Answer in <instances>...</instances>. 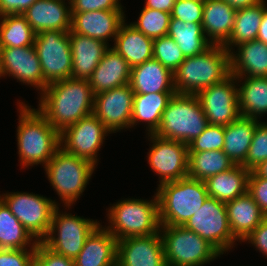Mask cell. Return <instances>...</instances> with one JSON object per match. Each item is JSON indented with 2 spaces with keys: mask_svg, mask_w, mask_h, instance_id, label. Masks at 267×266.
Instances as JSON below:
<instances>
[{
  "mask_svg": "<svg viewBox=\"0 0 267 266\" xmlns=\"http://www.w3.org/2000/svg\"><path fill=\"white\" fill-rule=\"evenodd\" d=\"M38 111L59 132L93 113L95 95L89 80L67 78L41 92Z\"/></svg>",
  "mask_w": 267,
  "mask_h": 266,
  "instance_id": "cell-1",
  "label": "cell"
},
{
  "mask_svg": "<svg viewBox=\"0 0 267 266\" xmlns=\"http://www.w3.org/2000/svg\"><path fill=\"white\" fill-rule=\"evenodd\" d=\"M17 146L24 167L45 166L60 149V132L35 108L19 102Z\"/></svg>",
  "mask_w": 267,
  "mask_h": 266,
  "instance_id": "cell-2",
  "label": "cell"
},
{
  "mask_svg": "<svg viewBox=\"0 0 267 266\" xmlns=\"http://www.w3.org/2000/svg\"><path fill=\"white\" fill-rule=\"evenodd\" d=\"M230 74V52L223 45H212L205 52L186 57L173 72L176 94L196 95Z\"/></svg>",
  "mask_w": 267,
  "mask_h": 266,
  "instance_id": "cell-3",
  "label": "cell"
},
{
  "mask_svg": "<svg viewBox=\"0 0 267 266\" xmlns=\"http://www.w3.org/2000/svg\"><path fill=\"white\" fill-rule=\"evenodd\" d=\"M156 194L160 226H184L209 197L204 181L188 176L158 185Z\"/></svg>",
  "mask_w": 267,
  "mask_h": 266,
  "instance_id": "cell-4",
  "label": "cell"
},
{
  "mask_svg": "<svg viewBox=\"0 0 267 266\" xmlns=\"http://www.w3.org/2000/svg\"><path fill=\"white\" fill-rule=\"evenodd\" d=\"M208 125L196 95L174 94L162 113L158 129L153 134L188 145Z\"/></svg>",
  "mask_w": 267,
  "mask_h": 266,
  "instance_id": "cell-5",
  "label": "cell"
},
{
  "mask_svg": "<svg viewBox=\"0 0 267 266\" xmlns=\"http://www.w3.org/2000/svg\"><path fill=\"white\" fill-rule=\"evenodd\" d=\"M153 200L125 199L108 209L106 229L118 240L132 236H147L159 232L157 194Z\"/></svg>",
  "mask_w": 267,
  "mask_h": 266,
  "instance_id": "cell-6",
  "label": "cell"
},
{
  "mask_svg": "<svg viewBox=\"0 0 267 266\" xmlns=\"http://www.w3.org/2000/svg\"><path fill=\"white\" fill-rule=\"evenodd\" d=\"M44 168L49 182L69 209L84 192L96 167L89 160L60 148Z\"/></svg>",
  "mask_w": 267,
  "mask_h": 266,
  "instance_id": "cell-7",
  "label": "cell"
},
{
  "mask_svg": "<svg viewBox=\"0 0 267 266\" xmlns=\"http://www.w3.org/2000/svg\"><path fill=\"white\" fill-rule=\"evenodd\" d=\"M159 233L166 266H203L221 255L199 234L184 226H160Z\"/></svg>",
  "mask_w": 267,
  "mask_h": 266,
  "instance_id": "cell-8",
  "label": "cell"
},
{
  "mask_svg": "<svg viewBox=\"0 0 267 266\" xmlns=\"http://www.w3.org/2000/svg\"><path fill=\"white\" fill-rule=\"evenodd\" d=\"M0 199L37 242L46 238L58 206L55 200L26 192H6Z\"/></svg>",
  "mask_w": 267,
  "mask_h": 266,
  "instance_id": "cell-9",
  "label": "cell"
},
{
  "mask_svg": "<svg viewBox=\"0 0 267 266\" xmlns=\"http://www.w3.org/2000/svg\"><path fill=\"white\" fill-rule=\"evenodd\" d=\"M99 224L97 220L85 219L66 212L61 214L57 206L53 212L48 235L42 243L56 254L75 259L88 236Z\"/></svg>",
  "mask_w": 267,
  "mask_h": 266,
  "instance_id": "cell-10",
  "label": "cell"
},
{
  "mask_svg": "<svg viewBox=\"0 0 267 266\" xmlns=\"http://www.w3.org/2000/svg\"><path fill=\"white\" fill-rule=\"evenodd\" d=\"M34 47L47 84L71 78L72 52L69 32L41 31L35 36Z\"/></svg>",
  "mask_w": 267,
  "mask_h": 266,
  "instance_id": "cell-11",
  "label": "cell"
},
{
  "mask_svg": "<svg viewBox=\"0 0 267 266\" xmlns=\"http://www.w3.org/2000/svg\"><path fill=\"white\" fill-rule=\"evenodd\" d=\"M184 227L199 234L221 255L238 241L230 229L226 204L212 197L206 199Z\"/></svg>",
  "mask_w": 267,
  "mask_h": 266,
  "instance_id": "cell-12",
  "label": "cell"
},
{
  "mask_svg": "<svg viewBox=\"0 0 267 266\" xmlns=\"http://www.w3.org/2000/svg\"><path fill=\"white\" fill-rule=\"evenodd\" d=\"M111 132L92 113L60 132V148L68 154L97 164V153Z\"/></svg>",
  "mask_w": 267,
  "mask_h": 266,
  "instance_id": "cell-13",
  "label": "cell"
},
{
  "mask_svg": "<svg viewBox=\"0 0 267 266\" xmlns=\"http://www.w3.org/2000/svg\"><path fill=\"white\" fill-rule=\"evenodd\" d=\"M236 86V77L230 73L222 81L196 94L208 124L227 126L241 116Z\"/></svg>",
  "mask_w": 267,
  "mask_h": 266,
  "instance_id": "cell-14",
  "label": "cell"
},
{
  "mask_svg": "<svg viewBox=\"0 0 267 266\" xmlns=\"http://www.w3.org/2000/svg\"><path fill=\"white\" fill-rule=\"evenodd\" d=\"M153 143L148 152V163L160 178L159 185L188 176V145L180 141L164 139L149 134Z\"/></svg>",
  "mask_w": 267,
  "mask_h": 266,
  "instance_id": "cell-15",
  "label": "cell"
},
{
  "mask_svg": "<svg viewBox=\"0 0 267 266\" xmlns=\"http://www.w3.org/2000/svg\"><path fill=\"white\" fill-rule=\"evenodd\" d=\"M133 97L129 83L96 94L93 114L111 133L131 128Z\"/></svg>",
  "mask_w": 267,
  "mask_h": 266,
  "instance_id": "cell-16",
  "label": "cell"
},
{
  "mask_svg": "<svg viewBox=\"0 0 267 266\" xmlns=\"http://www.w3.org/2000/svg\"><path fill=\"white\" fill-rule=\"evenodd\" d=\"M117 266H166L160 233L118 240Z\"/></svg>",
  "mask_w": 267,
  "mask_h": 266,
  "instance_id": "cell-17",
  "label": "cell"
},
{
  "mask_svg": "<svg viewBox=\"0 0 267 266\" xmlns=\"http://www.w3.org/2000/svg\"><path fill=\"white\" fill-rule=\"evenodd\" d=\"M3 76H12L17 81L34 86L40 92L46 87L41 64L34 45L1 48Z\"/></svg>",
  "mask_w": 267,
  "mask_h": 266,
  "instance_id": "cell-18",
  "label": "cell"
},
{
  "mask_svg": "<svg viewBox=\"0 0 267 266\" xmlns=\"http://www.w3.org/2000/svg\"><path fill=\"white\" fill-rule=\"evenodd\" d=\"M71 31L100 40L106 44L116 37L120 25L125 21L123 10H97L71 13Z\"/></svg>",
  "mask_w": 267,
  "mask_h": 266,
  "instance_id": "cell-19",
  "label": "cell"
},
{
  "mask_svg": "<svg viewBox=\"0 0 267 266\" xmlns=\"http://www.w3.org/2000/svg\"><path fill=\"white\" fill-rule=\"evenodd\" d=\"M65 0H37L22 15L37 34L45 30L69 32L71 30V6Z\"/></svg>",
  "mask_w": 267,
  "mask_h": 266,
  "instance_id": "cell-20",
  "label": "cell"
},
{
  "mask_svg": "<svg viewBox=\"0 0 267 266\" xmlns=\"http://www.w3.org/2000/svg\"><path fill=\"white\" fill-rule=\"evenodd\" d=\"M72 52L71 78L89 80L109 45L88 36L69 31Z\"/></svg>",
  "mask_w": 267,
  "mask_h": 266,
  "instance_id": "cell-21",
  "label": "cell"
},
{
  "mask_svg": "<svg viewBox=\"0 0 267 266\" xmlns=\"http://www.w3.org/2000/svg\"><path fill=\"white\" fill-rule=\"evenodd\" d=\"M129 85L134 94L176 93L173 72L155 59L132 67Z\"/></svg>",
  "mask_w": 267,
  "mask_h": 266,
  "instance_id": "cell-22",
  "label": "cell"
},
{
  "mask_svg": "<svg viewBox=\"0 0 267 266\" xmlns=\"http://www.w3.org/2000/svg\"><path fill=\"white\" fill-rule=\"evenodd\" d=\"M75 266H117V239L101 224L88 236Z\"/></svg>",
  "mask_w": 267,
  "mask_h": 266,
  "instance_id": "cell-23",
  "label": "cell"
},
{
  "mask_svg": "<svg viewBox=\"0 0 267 266\" xmlns=\"http://www.w3.org/2000/svg\"><path fill=\"white\" fill-rule=\"evenodd\" d=\"M131 67L112 47L108 48L93 71L89 83L94 95L128 84Z\"/></svg>",
  "mask_w": 267,
  "mask_h": 266,
  "instance_id": "cell-24",
  "label": "cell"
},
{
  "mask_svg": "<svg viewBox=\"0 0 267 266\" xmlns=\"http://www.w3.org/2000/svg\"><path fill=\"white\" fill-rule=\"evenodd\" d=\"M236 11L224 0L204 1L201 25L213 45H223L229 39Z\"/></svg>",
  "mask_w": 267,
  "mask_h": 266,
  "instance_id": "cell-25",
  "label": "cell"
},
{
  "mask_svg": "<svg viewBox=\"0 0 267 266\" xmlns=\"http://www.w3.org/2000/svg\"><path fill=\"white\" fill-rule=\"evenodd\" d=\"M233 236L242 242L266 216L251 195L245 194L225 203Z\"/></svg>",
  "mask_w": 267,
  "mask_h": 266,
  "instance_id": "cell-26",
  "label": "cell"
},
{
  "mask_svg": "<svg viewBox=\"0 0 267 266\" xmlns=\"http://www.w3.org/2000/svg\"><path fill=\"white\" fill-rule=\"evenodd\" d=\"M237 48V53L230 52V73L235 77H267V44L256 39Z\"/></svg>",
  "mask_w": 267,
  "mask_h": 266,
  "instance_id": "cell-27",
  "label": "cell"
},
{
  "mask_svg": "<svg viewBox=\"0 0 267 266\" xmlns=\"http://www.w3.org/2000/svg\"><path fill=\"white\" fill-rule=\"evenodd\" d=\"M115 49L132 68L153 59L154 39L145 36L125 21L120 25L115 39Z\"/></svg>",
  "mask_w": 267,
  "mask_h": 266,
  "instance_id": "cell-28",
  "label": "cell"
},
{
  "mask_svg": "<svg viewBox=\"0 0 267 266\" xmlns=\"http://www.w3.org/2000/svg\"><path fill=\"white\" fill-rule=\"evenodd\" d=\"M249 174L250 171L244 166L235 164L232 168L207 178L204 183L209 197L226 203L245 194Z\"/></svg>",
  "mask_w": 267,
  "mask_h": 266,
  "instance_id": "cell-29",
  "label": "cell"
},
{
  "mask_svg": "<svg viewBox=\"0 0 267 266\" xmlns=\"http://www.w3.org/2000/svg\"><path fill=\"white\" fill-rule=\"evenodd\" d=\"M258 123V119L240 116L225 126L223 152L234 164L245 162Z\"/></svg>",
  "mask_w": 267,
  "mask_h": 266,
  "instance_id": "cell-30",
  "label": "cell"
},
{
  "mask_svg": "<svg viewBox=\"0 0 267 266\" xmlns=\"http://www.w3.org/2000/svg\"><path fill=\"white\" fill-rule=\"evenodd\" d=\"M236 80L242 82L238 85L241 116L258 119L267 113V77H236Z\"/></svg>",
  "mask_w": 267,
  "mask_h": 266,
  "instance_id": "cell-31",
  "label": "cell"
},
{
  "mask_svg": "<svg viewBox=\"0 0 267 266\" xmlns=\"http://www.w3.org/2000/svg\"><path fill=\"white\" fill-rule=\"evenodd\" d=\"M176 93L134 94L131 127L138 122H147V131L153 134L159 127L162 113Z\"/></svg>",
  "mask_w": 267,
  "mask_h": 266,
  "instance_id": "cell-32",
  "label": "cell"
},
{
  "mask_svg": "<svg viewBox=\"0 0 267 266\" xmlns=\"http://www.w3.org/2000/svg\"><path fill=\"white\" fill-rule=\"evenodd\" d=\"M266 0H262L253 6L236 11L233 29L229 39L223 46L231 52L232 46H237L257 39L258 30L267 9Z\"/></svg>",
  "mask_w": 267,
  "mask_h": 266,
  "instance_id": "cell-33",
  "label": "cell"
},
{
  "mask_svg": "<svg viewBox=\"0 0 267 266\" xmlns=\"http://www.w3.org/2000/svg\"><path fill=\"white\" fill-rule=\"evenodd\" d=\"M167 35L177 43L185 58L201 54L213 45L204 35L201 24L175 18L170 19Z\"/></svg>",
  "mask_w": 267,
  "mask_h": 266,
  "instance_id": "cell-34",
  "label": "cell"
},
{
  "mask_svg": "<svg viewBox=\"0 0 267 266\" xmlns=\"http://www.w3.org/2000/svg\"><path fill=\"white\" fill-rule=\"evenodd\" d=\"M37 243L0 199V249H35Z\"/></svg>",
  "mask_w": 267,
  "mask_h": 266,
  "instance_id": "cell-35",
  "label": "cell"
},
{
  "mask_svg": "<svg viewBox=\"0 0 267 266\" xmlns=\"http://www.w3.org/2000/svg\"><path fill=\"white\" fill-rule=\"evenodd\" d=\"M234 165L223 150L189 153L188 177L205 181L207 178L224 172Z\"/></svg>",
  "mask_w": 267,
  "mask_h": 266,
  "instance_id": "cell-36",
  "label": "cell"
},
{
  "mask_svg": "<svg viewBox=\"0 0 267 266\" xmlns=\"http://www.w3.org/2000/svg\"><path fill=\"white\" fill-rule=\"evenodd\" d=\"M36 33L22 14L0 16V47L34 45Z\"/></svg>",
  "mask_w": 267,
  "mask_h": 266,
  "instance_id": "cell-37",
  "label": "cell"
},
{
  "mask_svg": "<svg viewBox=\"0 0 267 266\" xmlns=\"http://www.w3.org/2000/svg\"><path fill=\"white\" fill-rule=\"evenodd\" d=\"M171 13L143 8L137 22L130 23L136 30L152 39L167 36Z\"/></svg>",
  "mask_w": 267,
  "mask_h": 266,
  "instance_id": "cell-38",
  "label": "cell"
},
{
  "mask_svg": "<svg viewBox=\"0 0 267 266\" xmlns=\"http://www.w3.org/2000/svg\"><path fill=\"white\" fill-rule=\"evenodd\" d=\"M153 59L174 72L185 60V56L177 43L167 35L154 39Z\"/></svg>",
  "mask_w": 267,
  "mask_h": 266,
  "instance_id": "cell-39",
  "label": "cell"
},
{
  "mask_svg": "<svg viewBox=\"0 0 267 266\" xmlns=\"http://www.w3.org/2000/svg\"><path fill=\"white\" fill-rule=\"evenodd\" d=\"M267 159V123L259 122L256 126L246 160L242 164L247 170L253 171Z\"/></svg>",
  "mask_w": 267,
  "mask_h": 266,
  "instance_id": "cell-40",
  "label": "cell"
},
{
  "mask_svg": "<svg viewBox=\"0 0 267 266\" xmlns=\"http://www.w3.org/2000/svg\"><path fill=\"white\" fill-rule=\"evenodd\" d=\"M225 126L208 125L206 129L188 144L189 153L223 150Z\"/></svg>",
  "mask_w": 267,
  "mask_h": 266,
  "instance_id": "cell-41",
  "label": "cell"
},
{
  "mask_svg": "<svg viewBox=\"0 0 267 266\" xmlns=\"http://www.w3.org/2000/svg\"><path fill=\"white\" fill-rule=\"evenodd\" d=\"M204 2L176 0L171 12V18L185 23H202Z\"/></svg>",
  "mask_w": 267,
  "mask_h": 266,
  "instance_id": "cell-42",
  "label": "cell"
},
{
  "mask_svg": "<svg viewBox=\"0 0 267 266\" xmlns=\"http://www.w3.org/2000/svg\"><path fill=\"white\" fill-rule=\"evenodd\" d=\"M34 266H75L74 259L59 255L38 242L34 252Z\"/></svg>",
  "mask_w": 267,
  "mask_h": 266,
  "instance_id": "cell-43",
  "label": "cell"
},
{
  "mask_svg": "<svg viewBox=\"0 0 267 266\" xmlns=\"http://www.w3.org/2000/svg\"><path fill=\"white\" fill-rule=\"evenodd\" d=\"M35 249H0V266H34Z\"/></svg>",
  "mask_w": 267,
  "mask_h": 266,
  "instance_id": "cell-44",
  "label": "cell"
},
{
  "mask_svg": "<svg viewBox=\"0 0 267 266\" xmlns=\"http://www.w3.org/2000/svg\"><path fill=\"white\" fill-rule=\"evenodd\" d=\"M247 192L254 199L261 211L267 215V178L258 176L254 171H250L248 177Z\"/></svg>",
  "mask_w": 267,
  "mask_h": 266,
  "instance_id": "cell-45",
  "label": "cell"
},
{
  "mask_svg": "<svg viewBox=\"0 0 267 266\" xmlns=\"http://www.w3.org/2000/svg\"><path fill=\"white\" fill-rule=\"evenodd\" d=\"M71 13L97 10H123L119 0H70Z\"/></svg>",
  "mask_w": 267,
  "mask_h": 266,
  "instance_id": "cell-46",
  "label": "cell"
},
{
  "mask_svg": "<svg viewBox=\"0 0 267 266\" xmlns=\"http://www.w3.org/2000/svg\"><path fill=\"white\" fill-rule=\"evenodd\" d=\"M250 242L259 252L267 256V220L262 221L244 240Z\"/></svg>",
  "mask_w": 267,
  "mask_h": 266,
  "instance_id": "cell-47",
  "label": "cell"
},
{
  "mask_svg": "<svg viewBox=\"0 0 267 266\" xmlns=\"http://www.w3.org/2000/svg\"><path fill=\"white\" fill-rule=\"evenodd\" d=\"M37 0H0V16L23 14Z\"/></svg>",
  "mask_w": 267,
  "mask_h": 266,
  "instance_id": "cell-48",
  "label": "cell"
},
{
  "mask_svg": "<svg viewBox=\"0 0 267 266\" xmlns=\"http://www.w3.org/2000/svg\"><path fill=\"white\" fill-rule=\"evenodd\" d=\"M175 1L176 0H146L144 7L171 13Z\"/></svg>",
  "mask_w": 267,
  "mask_h": 266,
  "instance_id": "cell-49",
  "label": "cell"
},
{
  "mask_svg": "<svg viewBox=\"0 0 267 266\" xmlns=\"http://www.w3.org/2000/svg\"><path fill=\"white\" fill-rule=\"evenodd\" d=\"M233 9L239 10L260 3L262 0H224Z\"/></svg>",
  "mask_w": 267,
  "mask_h": 266,
  "instance_id": "cell-50",
  "label": "cell"
},
{
  "mask_svg": "<svg viewBox=\"0 0 267 266\" xmlns=\"http://www.w3.org/2000/svg\"><path fill=\"white\" fill-rule=\"evenodd\" d=\"M257 40L267 44V9L263 14V18L257 34Z\"/></svg>",
  "mask_w": 267,
  "mask_h": 266,
  "instance_id": "cell-51",
  "label": "cell"
},
{
  "mask_svg": "<svg viewBox=\"0 0 267 266\" xmlns=\"http://www.w3.org/2000/svg\"><path fill=\"white\" fill-rule=\"evenodd\" d=\"M258 176L267 178V159L253 170Z\"/></svg>",
  "mask_w": 267,
  "mask_h": 266,
  "instance_id": "cell-52",
  "label": "cell"
},
{
  "mask_svg": "<svg viewBox=\"0 0 267 266\" xmlns=\"http://www.w3.org/2000/svg\"><path fill=\"white\" fill-rule=\"evenodd\" d=\"M3 76V69H2V57H1V47H0V77Z\"/></svg>",
  "mask_w": 267,
  "mask_h": 266,
  "instance_id": "cell-53",
  "label": "cell"
},
{
  "mask_svg": "<svg viewBox=\"0 0 267 266\" xmlns=\"http://www.w3.org/2000/svg\"><path fill=\"white\" fill-rule=\"evenodd\" d=\"M187 1H199V2H204L205 0H187Z\"/></svg>",
  "mask_w": 267,
  "mask_h": 266,
  "instance_id": "cell-54",
  "label": "cell"
}]
</instances>
